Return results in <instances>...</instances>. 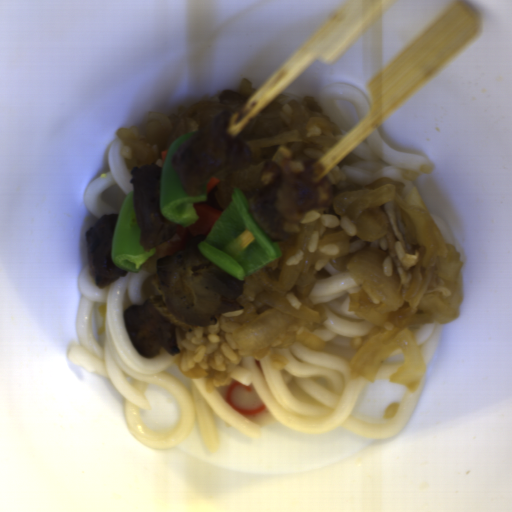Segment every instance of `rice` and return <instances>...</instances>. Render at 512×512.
<instances>
[{"label":"rice","mask_w":512,"mask_h":512,"mask_svg":"<svg viewBox=\"0 0 512 512\" xmlns=\"http://www.w3.org/2000/svg\"><path fill=\"white\" fill-rule=\"evenodd\" d=\"M319 251L330 256H335L339 252V248L334 244H329L320 247Z\"/></svg>","instance_id":"a3056103"},{"label":"rice","mask_w":512,"mask_h":512,"mask_svg":"<svg viewBox=\"0 0 512 512\" xmlns=\"http://www.w3.org/2000/svg\"><path fill=\"white\" fill-rule=\"evenodd\" d=\"M346 175L343 173V171L340 169L338 165H335L333 168H331L328 173L325 175L323 183L326 181L329 183L332 191L334 189H340L342 188L343 184L346 182Z\"/></svg>","instance_id":"acb35da6"},{"label":"rice","mask_w":512,"mask_h":512,"mask_svg":"<svg viewBox=\"0 0 512 512\" xmlns=\"http://www.w3.org/2000/svg\"><path fill=\"white\" fill-rule=\"evenodd\" d=\"M244 310L224 313L217 323L192 329L176 330L175 337L181 352L175 354L176 362L184 373L197 364L206 371L205 388L210 394L214 388L226 386L232 379L226 371L227 364H241L243 358H268L276 369H284L288 360L279 352L278 347L266 346L261 351L244 352L233 336L241 324L228 322L230 317H237Z\"/></svg>","instance_id":"652b925c"},{"label":"rice","mask_w":512,"mask_h":512,"mask_svg":"<svg viewBox=\"0 0 512 512\" xmlns=\"http://www.w3.org/2000/svg\"><path fill=\"white\" fill-rule=\"evenodd\" d=\"M319 240H320L319 233L317 231H312L309 236L308 243H307L308 253L314 254L316 252Z\"/></svg>","instance_id":"b023fe2a"},{"label":"rice","mask_w":512,"mask_h":512,"mask_svg":"<svg viewBox=\"0 0 512 512\" xmlns=\"http://www.w3.org/2000/svg\"><path fill=\"white\" fill-rule=\"evenodd\" d=\"M286 299L290 302V304L296 308L297 310L298 309H301L302 307V303L298 300V298L295 296L294 293H287L286 295Z\"/></svg>","instance_id":"f2f60c81"},{"label":"rice","mask_w":512,"mask_h":512,"mask_svg":"<svg viewBox=\"0 0 512 512\" xmlns=\"http://www.w3.org/2000/svg\"><path fill=\"white\" fill-rule=\"evenodd\" d=\"M318 221L321 225L328 228H342L345 233L349 236H354L357 232L356 225L351 221L348 215H344L341 218H338L334 215L328 213H319V211L312 210L306 216H304L299 221L289 225L283 226L281 232L286 233H298L301 232L300 226L302 224H307L310 222Z\"/></svg>","instance_id":"023b6e5f"},{"label":"rice","mask_w":512,"mask_h":512,"mask_svg":"<svg viewBox=\"0 0 512 512\" xmlns=\"http://www.w3.org/2000/svg\"><path fill=\"white\" fill-rule=\"evenodd\" d=\"M303 257H304L303 250L298 249L297 252L288 261L285 262V265L291 266V265L299 264Z\"/></svg>","instance_id":"e3fd555f"},{"label":"rice","mask_w":512,"mask_h":512,"mask_svg":"<svg viewBox=\"0 0 512 512\" xmlns=\"http://www.w3.org/2000/svg\"><path fill=\"white\" fill-rule=\"evenodd\" d=\"M363 248L382 250L385 254V257L382 262V273L386 278L392 275V261L389 258L387 234L376 241H366L360 238L349 243V253L357 254V252Z\"/></svg>","instance_id":"8eca5e8b"}]
</instances>
